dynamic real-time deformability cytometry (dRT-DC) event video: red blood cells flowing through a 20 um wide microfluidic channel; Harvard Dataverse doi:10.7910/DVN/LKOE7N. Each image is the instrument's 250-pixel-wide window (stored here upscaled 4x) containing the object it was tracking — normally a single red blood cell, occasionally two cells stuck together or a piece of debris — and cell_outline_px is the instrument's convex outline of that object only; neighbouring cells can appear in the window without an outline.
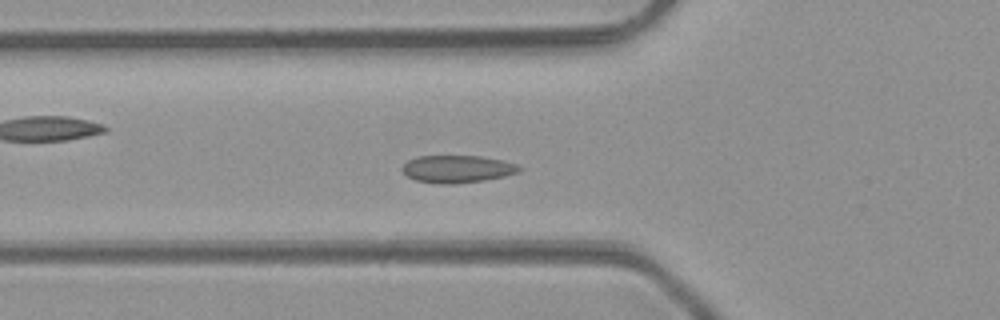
{"species": "common noctule bat (a hibernating species)", "species_latin": "Nyctalus noctula", "temperature_condition": "room temperature", "stored_images_in_passage": 47, "camera_frame_rate_fps": 3000, "um_per_image_px": 0.085, "animal": {"sex": "male", "body_mass_g": 23.1, "forearm_length_mm": 52.7}, "frame": {"image": 1, "passage_image": 17, "time_ms": 5.333, "image_size_px": [1000, 320], "cell_outline_px": [[524, 168], [516, 172], [504, 176], [484, 180], [456, 184], [440, 184], [416, 180], [408, 176], [400, 168], [408, 160], [416, 156], [480, 156], [504, 160], [516, 164]], "centroid_in_image_um": [38.86, 14.36], "position_along_channel_um": 86.9, "area_um2": 18.73}}
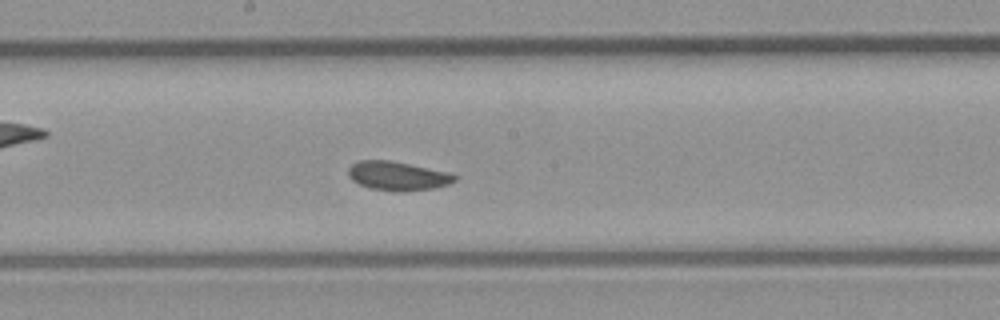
{"frame": {"image": 2, "passage_image": 26, "time_ms": 8.333, "image_size_px": [1000, 320], "cell_outline_px": [[456, 180], [448, 184], [436, 188], [404, 192], [392, 192], [368, 188], [352, 180], [348, 176], [348, 168], [352, 164], [360, 160], [392, 160], [448, 172], [456, 176]], "centroid_in_image_um": [33.78, 14.96], "position_along_channel_um": 214.4, "area_um2": 18.21}}
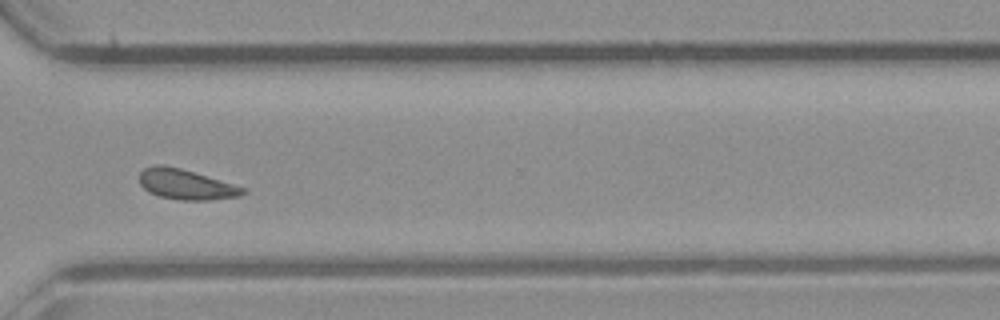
{"frame": {"image": 3, "passage_image": 36, "time_ms": 11.667, "image_size_px": [1000, 320], "cell_outline_px": [[248, 192], [240, 196], [212, 200], [180, 200], [160, 196], [148, 192], [140, 184], [140, 172], [144, 168], [156, 164], [160, 164], [180, 168], [248, 188]], "centroid_in_image_um": [15.85, 15.68], "position_along_channel_um": 354.8, "area_um2": 18.32}, "authors_computed_cell_mechanics": {"area_um2": 18.3226, "velocity_mm_per_s": 4.2222, "shape_relaxation_time_tau1_ms": 7.7651, "shape_relaxation_time_tau2_ms": 2.0683, "deformation_change_tau1": 0.0887, "deformation_change_tau2": 0.0746}}